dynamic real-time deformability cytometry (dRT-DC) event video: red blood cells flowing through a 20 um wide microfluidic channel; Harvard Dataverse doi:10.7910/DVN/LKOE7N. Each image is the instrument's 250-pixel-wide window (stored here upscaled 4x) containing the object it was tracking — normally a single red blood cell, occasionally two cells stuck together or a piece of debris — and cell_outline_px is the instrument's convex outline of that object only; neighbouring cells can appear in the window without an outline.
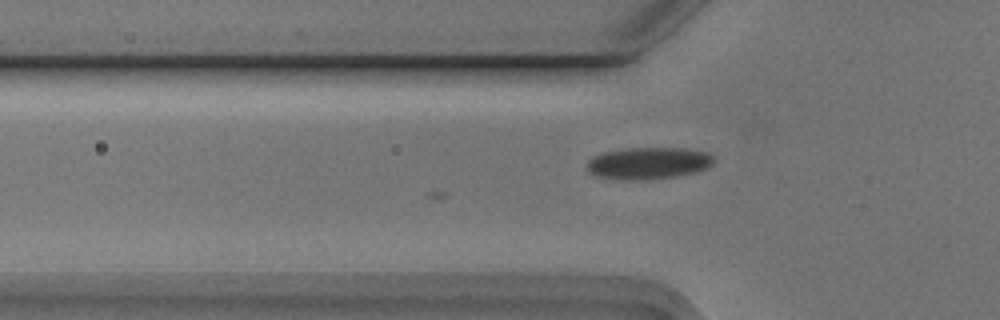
{"species": "Egyptian fruit bat (a non-hibernating species)", "species_latin": "Rousettus aegyptiacus", "temperature_condition": "cold", "stored_images_in_passage": 18, "camera_frame_rate_fps": 3000, "um_per_image_px": 0.085, "animal": {"sex": "male"}, "frame": {"image": 1, "passage_image": 18, "time_ms": 5.667, "image_size_px": [1000, 320], "cell_outline_px": [[716, 160], [708, 168], [696, 172], [676, 176], [648, 180], [616, 180], [596, 176], [588, 172], [588, 160], [592, 156], [604, 152], [628, 148], [688, 148], [708, 152]], "centroid_in_image_um": [55.13, 13.88], "position_along_channel_um": 70.7, "area_um2": 23.99}}